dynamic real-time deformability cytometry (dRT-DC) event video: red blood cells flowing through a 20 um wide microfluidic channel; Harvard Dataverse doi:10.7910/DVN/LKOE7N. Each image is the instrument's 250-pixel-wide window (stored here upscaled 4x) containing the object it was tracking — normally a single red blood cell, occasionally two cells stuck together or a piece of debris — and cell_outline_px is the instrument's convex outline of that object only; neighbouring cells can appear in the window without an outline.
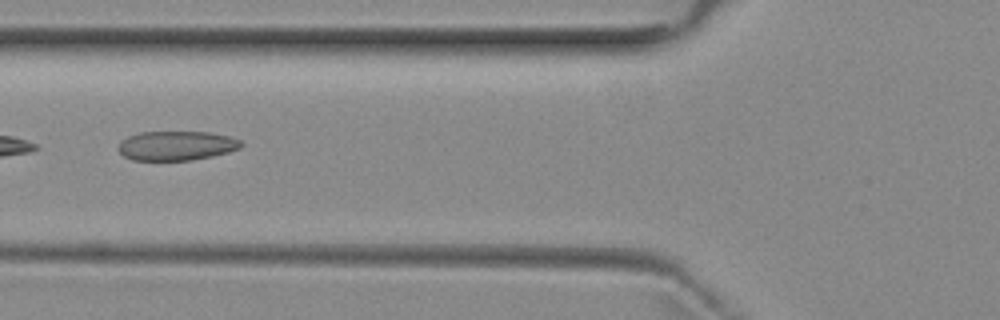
{"species": "common noctule bat (a hibernating species)", "species_latin": "Nyctalus noctula", "temperature_condition": "room temperature", "stored_images_in_passage": 5, "camera_frame_rate_fps": 3000, "um_per_image_px": 0.085, "animal": {"sex": "female", "body_mass_g": 29.2, "forearm_length_mm": 56.3}, "frame": {"image": 1, "passage_image": 4, "time_ms": 4.667, "image_size_px": [1000, 320], "cell_outline_px": [[244, 144], [240, 148], [228, 152], [212, 156], [192, 160], [132, 160], [124, 156], [116, 148], [120, 140], [128, 136], [140, 132], [208, 132], [228, 136], [240, 140]], "centroid_in_image_um": [14.97, 12.38], "position_along_channel_um": 110.8, "area_um2": 21.1}}
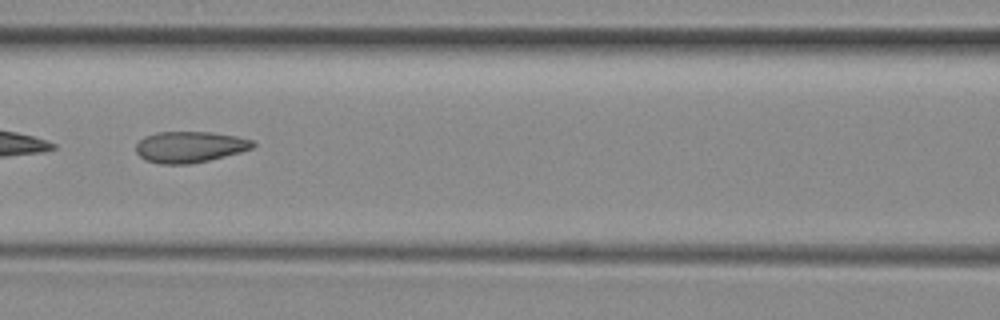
{"frame": {"image": 2, "passage_image": 5, "time_ms": 5.667, "image_size_px": [1000, 320], "cell_outline_px": [[256, 144], [252, 148], [240, 152], [192, 164], [160, 164], [144, 160], [136, 152], [136, 144], [144, 136], [156, 132], [212, 132], [236, 136], [252, 140]], "centroid_in_image_um": [16.1, 12.49], "position_along_channel_um": 150.5, "area_um2": 21.27}}